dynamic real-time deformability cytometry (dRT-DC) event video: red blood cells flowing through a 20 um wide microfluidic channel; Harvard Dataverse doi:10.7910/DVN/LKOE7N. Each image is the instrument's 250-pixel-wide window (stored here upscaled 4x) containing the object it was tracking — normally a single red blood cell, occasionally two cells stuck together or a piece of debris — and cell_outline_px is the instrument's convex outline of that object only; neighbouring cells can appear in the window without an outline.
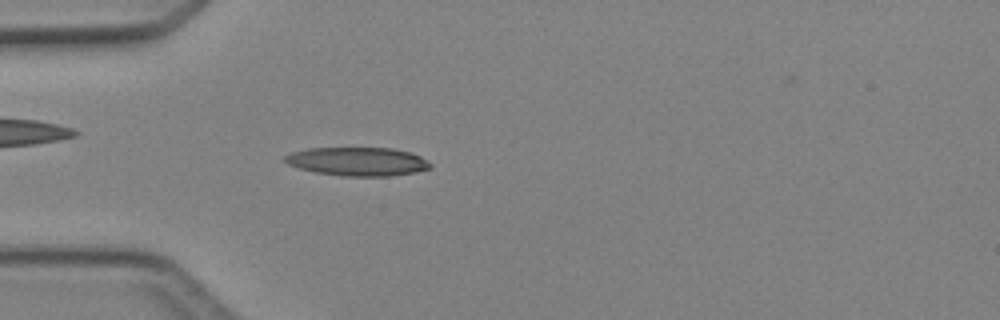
{"species": "Egyptian fruit bat (a non-hibernating species)", "species_latin": "Rousettus aegyptiacus", "temperature_condition": "cold", "stored_images_in_passage": 41, "camera_frame_rate_fps": 3000, "um_per_image_px": 0.085, "animal": {"sex": "female"}, "frame": {"image": 1, "passage_image": 7, "time_ms": 2.0, "image_size_px": [1000, 320], "cell_outline_px": [[432, 168], [416, 172], [388, 176], [344, 176], [316, 172], [300, 168], [288, 164], [284, 160], [284, 156], [292, 152], [308, 148], [392, 148], [408, 152], [420, 156], [432, 164]], "centroid_in_image_um": [30.41, 13.73], "position_along_channel_um": 54.6, "area_um2": 24.1}}
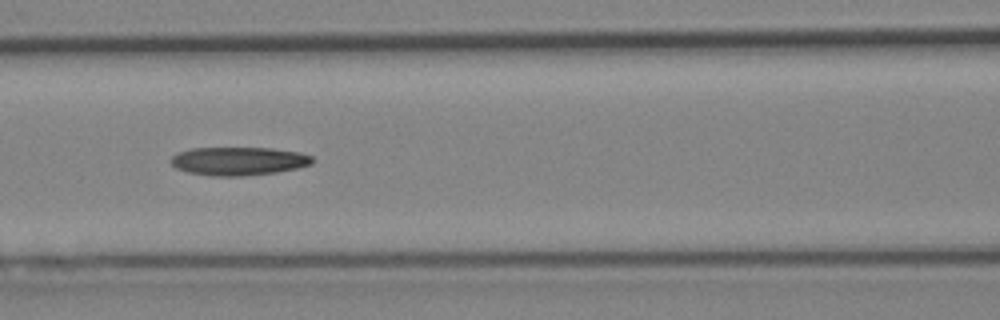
{"frame": {"image": 2, "passage_image": 14, "time_ms": 4.333, "image_size_px": [1000, 320], "cell_outline_px": [[312, 164], [296, 168], [276, 172], [244, 176], [208, 176], [188, 172], [176, 168], [172, 164], [172, 156], [180, 152], [192, 148], [272, 148], [300, 152], [312, 156]], "centroid_in_image_um": [20.29, 13.69], "position_along_channel_um": 146.3, "area_um2": 23.29}}
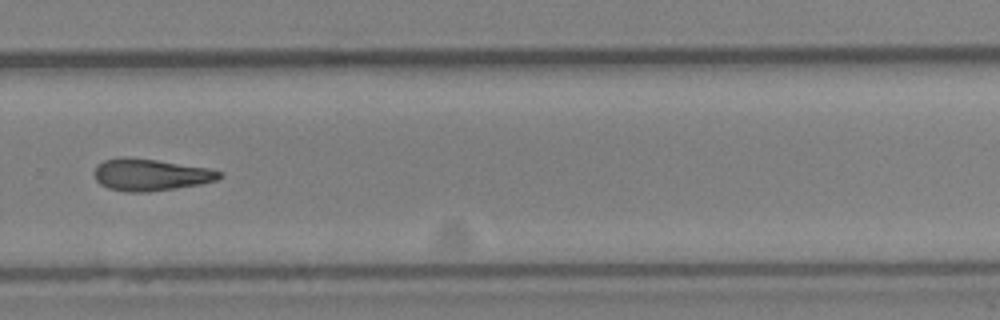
{"frame": {"image": 3, "passage_image": 26, "time_ms": 8.333, "image_size_px": [1000, 320], "cell_outline_px": [[224, 176], [216, 180], [200, 184], [148, 192], [128, 192], [108, 188], [100, 184], [96, 180], [92, 172], [96, 164], [104, 160], [120, 156], [124, 156], [156, 160], [208, 168], [220, 172]], "centroid_in_image_um": [12.72, 14.84], "position_along_channel_um": 317.1, "area_um2": 23.35}}